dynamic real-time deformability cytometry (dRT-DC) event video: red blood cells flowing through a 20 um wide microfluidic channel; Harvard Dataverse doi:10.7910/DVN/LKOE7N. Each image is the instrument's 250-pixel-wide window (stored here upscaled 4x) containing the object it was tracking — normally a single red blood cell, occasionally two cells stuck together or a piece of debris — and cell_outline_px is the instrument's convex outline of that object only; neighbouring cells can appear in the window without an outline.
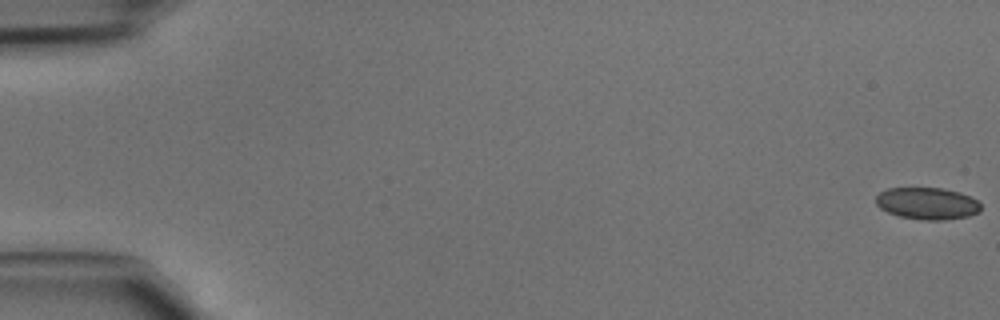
{"species": "common noctule bat (a hibernating species)", "species_latin": "Nyctalus noctula", "temperature_condition": "cold", "stored_images_in_passage": 47, "camera_frame_rate_fps": 3000, "um_per_image_px": 0.085, "animal": {"sex": "male", "body_mass_g": 15.6}, "frame": {"image": 1, "passage_image": 1, "time_ms": 0.0, "image_size_px": [1000, 320], "cell_outline_px": [[980, 212], [968, 216], [944, 220], [924, 220], [900, 216], [888, 212], [880, 208], [876, 204], [876, 196], [880, 192], [888, 188], [944, 188], [960, 192], [976, 200], [980, 204]], "centroid_in_image_um": [78.81, 17.29], "position_along_channel_um": 6.2, "area_um2": 19.48}}
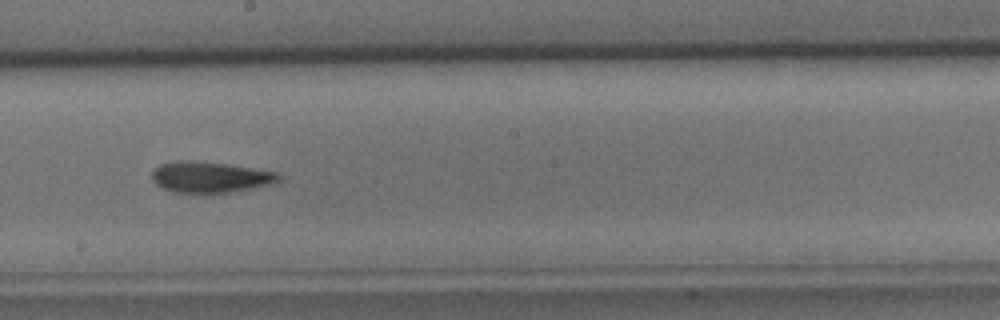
{"frame": {"image": 2, "passage_image": 27, "time_ms": 8.667, "image_size_px": [1000, 320], "cell_outline_px": [[284, 176], [280, 180], [256, 188], [228, 192], [176, 192], [164, 188], [156, 184], [152, 180], [152, 172], [160, 164], [180, 160], [192, 160], [228, 164], [276, 172]], "centroid_in_image_um": [17.88, 15.04], "position_along_channel_um": 230.3, "area_um2": 22.66}}
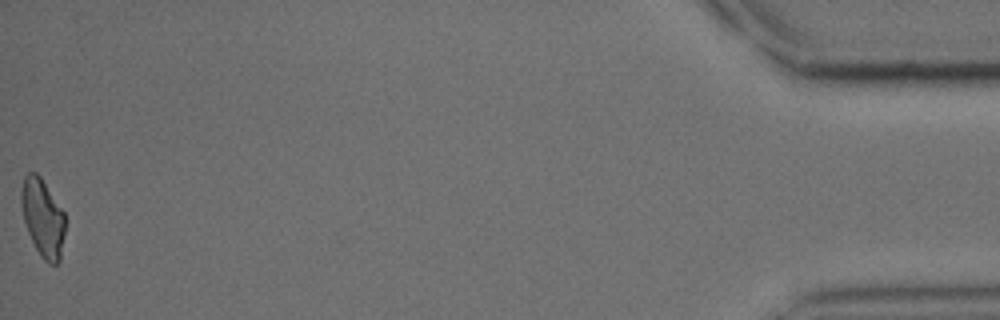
{"frame": {"image": 3, "passage_image": 47, "time_ms": 15.333, "image_size_px": [1000, 320], "cell_outline_px": [[64, 236], [60, 260], [56, 264], [48, 264], [40, 256], [28, 232], [24, 220], [20, 204], [20, 192], [24, 176], [28, 172], [36, 172], [40, 176], [64, 212]], "centroid_in_image_um": [3.62, 18.5], "position_along_channel_um": 431.6, "area_um2": 19.88}}